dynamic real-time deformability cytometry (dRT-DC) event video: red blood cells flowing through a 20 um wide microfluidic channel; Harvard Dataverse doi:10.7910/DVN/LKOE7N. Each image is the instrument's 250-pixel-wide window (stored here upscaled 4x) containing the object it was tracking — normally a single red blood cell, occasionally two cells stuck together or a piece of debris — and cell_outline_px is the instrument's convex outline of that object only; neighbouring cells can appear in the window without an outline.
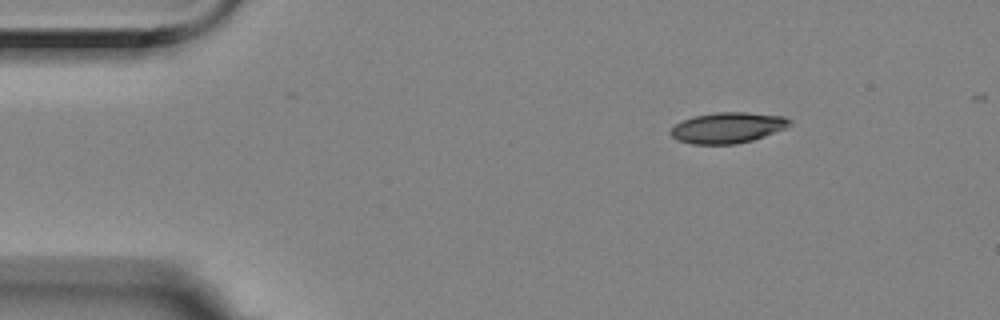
{"species": "Egyptian fruit bat (a non-hibernating species)", "species_latin": "Rousettus aegyptiacus", "temperature_condition": "room temperature", "stored_images_in_passage": 4, "camera_frame_rate_fps": 3000, "um_per_image_px": 0.085, "animal": {"sex": "female"}, "frame": {"image": 1, "passage_image": 1, "time_ms": 0.0, "image_size_px": [1000, 320], "cell_outline_px": [[792, 124], [784, 128], [764, 136], [752, 140], [736, 144], [692, 144], [676, 140], [668, 132], [676, 124], [684, 120], [696, 116], [716, 112], [748, 112], [784, 116], [792, 120]], "centroid_in_image_um": [61.85, 10.85], "position_along_channel_um": 23.1, "area_um2": 21.27}}
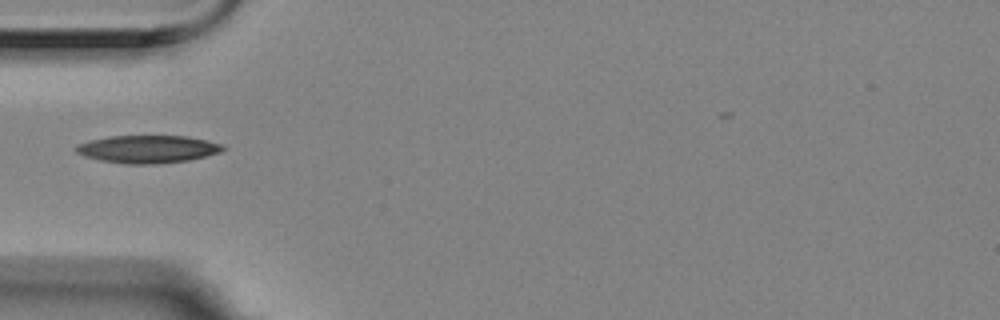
{"frame": {"image": 2, "passage_image": 4, "time_ms": 1.0, "image_size_px": [1000, 320], "cell_outline_px": [[224, 148], [220, 152], [188, 160], [156, 164], [124, 164], [100, 160], [84, 156], [76, 152], [76, 144], [88, 140], [112, 136], [188, 136], [220, 144]], "centroid_in_image_um": [12.49, 12.68], "position_along_channel_um": 72.5, "area_um2": 23.52}}